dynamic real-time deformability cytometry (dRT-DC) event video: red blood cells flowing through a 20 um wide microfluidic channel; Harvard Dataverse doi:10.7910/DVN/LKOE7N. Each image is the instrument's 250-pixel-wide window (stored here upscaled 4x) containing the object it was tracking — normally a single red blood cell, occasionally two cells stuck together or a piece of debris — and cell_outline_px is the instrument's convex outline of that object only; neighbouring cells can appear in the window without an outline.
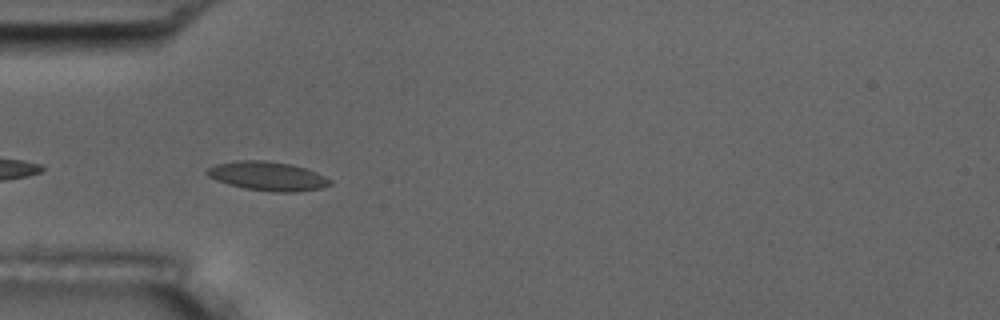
{"species": "common noctule bat (a hibernating species)", "species_latin": "Nyctalus noctula", "temperature_condition": "room temperature", "stored_images_in_passage": 8, "camera_frame_rate_fps": 3000, "um_per_image_px": 0.085, "animal": {"sex": "male", "body_mass_g": 17.5, "forearm_length_mm": 52.3}, "frame": {"image": 1, "passage_image": 5, "time_ms": 4.333, "image_size_px": [1000, 320], "cell_outline_px": [[332, 184], [320, 188], [296, 192], [272, 192], [244, 188], [228, 184], [216, 180], [208, 176], [204, 172], [208, 168], [216, 164], [240, 160], [264, 160], [292, 164], [316, 172], [332, 180]], "centroid_in_image_um": [22.74, 14.97], "position_along_channel_um": 62.3, "area_um2": 20.81}}
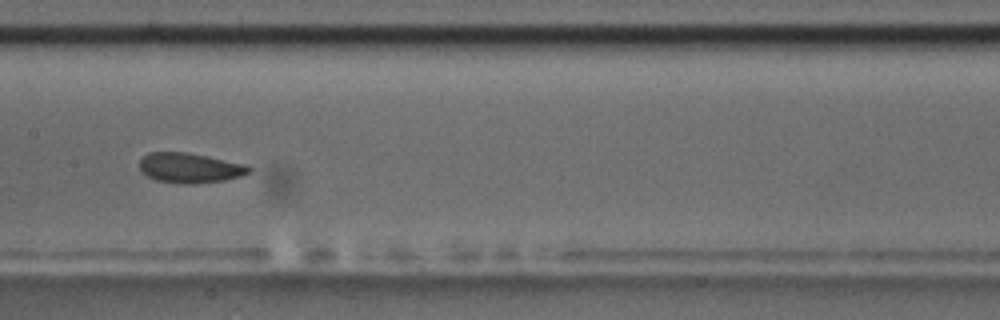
{"frame": {"image": 2, "passage_image": 8, "time_ms": 8.0, "image_size_px": [1000, 320], "cell_outline_px": [[252, 168], [248, 172], [240, 176], [224, 180], [192, 184], [180, 184], [156, 180], [148, 176], [140, 168], [140, 160], [148, 152], [184, 152], [208, 156], [248, 164]], "centroid_in_image_um": [16.16, 14.27], "position_along_channel_um": 191.2, "area_um2": 19.07}}